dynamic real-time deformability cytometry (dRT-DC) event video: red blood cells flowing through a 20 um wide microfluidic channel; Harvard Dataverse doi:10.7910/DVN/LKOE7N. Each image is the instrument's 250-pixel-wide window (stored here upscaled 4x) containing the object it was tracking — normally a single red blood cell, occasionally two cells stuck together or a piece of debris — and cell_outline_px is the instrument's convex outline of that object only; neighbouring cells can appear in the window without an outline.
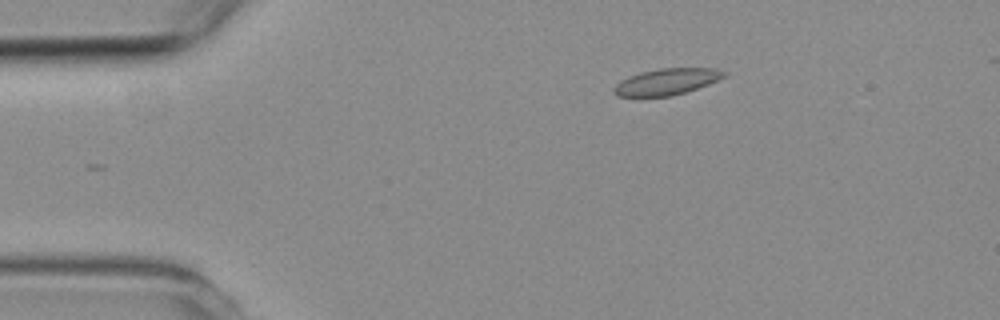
{"species": "common noctule bat (a hibernating species)", "species_latin": "Nyctalus noctula", "temperature_condition": "room temperature", "stored_images_in_passage": 3, "camera_frame_rate_fps": 3000, "um_per_image_px": 0.085, "animal": {"sex": "female", "body_mass_g": 19.3, "forearm_length_mm": 54.1}, "frame": {"image": 1, "passage_image": 1, "time_ms": 0.0, "image_size_px": [1000, 320], "cell_outline_px": [[728, 76], [708, 84], [672, 96], [616, 96], [612, 92], [612, 88], [620, 80], [628, 76], [640, 72], [660, 68], [716, 68], [724, 72]], "centroid_in_image_um": [56.63, 6.94], "position_along_channel_um": 28.4, "area_um2": 16.94}}
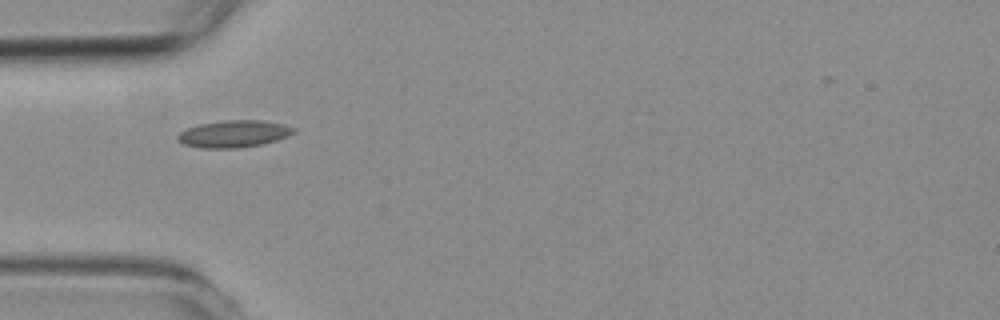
{"frame": {"image": 2, "passage_image": 3, "time_ms": 2.333, "image_size_px": [1000, 320], "cell_outline_px": [[296, 132], [288, 136], [276, 140], [260, 144], [240, 148], [200, 148], [184, 144], [176, 140], [176, 136], [180, 132], [188, 128], [200, 124], [224, 120], [264, 120], [284, 124], [296, 128]], "centroid_in_image_um": [19.88, 11.37], "position_along_channel_um": 65.1, "area_um2": 18.38}}